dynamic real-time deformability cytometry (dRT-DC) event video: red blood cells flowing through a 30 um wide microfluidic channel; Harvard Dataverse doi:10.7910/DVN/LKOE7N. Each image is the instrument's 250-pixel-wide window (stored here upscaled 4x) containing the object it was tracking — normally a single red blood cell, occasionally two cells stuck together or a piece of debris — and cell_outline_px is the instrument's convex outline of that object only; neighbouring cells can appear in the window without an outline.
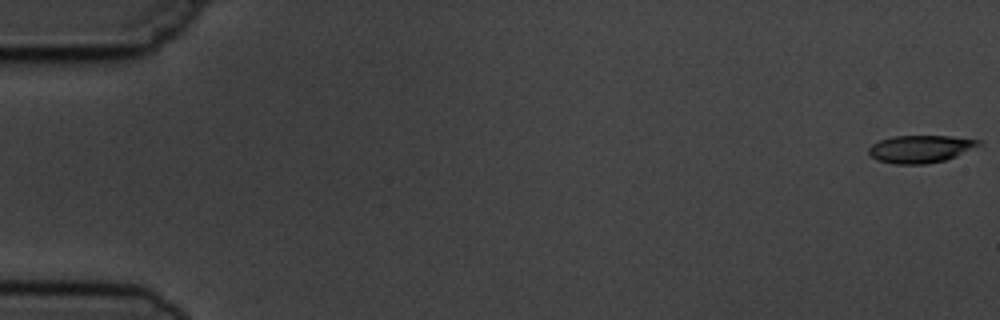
{"species": "common noctule bat (a hibernating species)", "species_latin": "Nyctalus noctula", "temperature_condition": "cold", "stored_images_in_passage": 10, "camera_frame_rate_fps": 3000, "um_per_image_px": 0.085, "animal": {"sex": "male", "body_mass_g": 19.5, "forearm_length_mm": 54.6}, "frame": {"image": 1, "passage_image": 1, "time_ms": 0.0, "image_size_px": [1000, 320], "cell_outline_px": [[984, 148], [944, 160], [924, 164], [896, 164], [876, 160], [868, 152], [868, 148], [872, 144], [880, 140], [892, 136], [952, 136], [980, 140], [984, 144]], "centroid_in_image_um": [78.36, 12.65], "position_along_channel_um": 6.6, "area_um2": 18.15}}
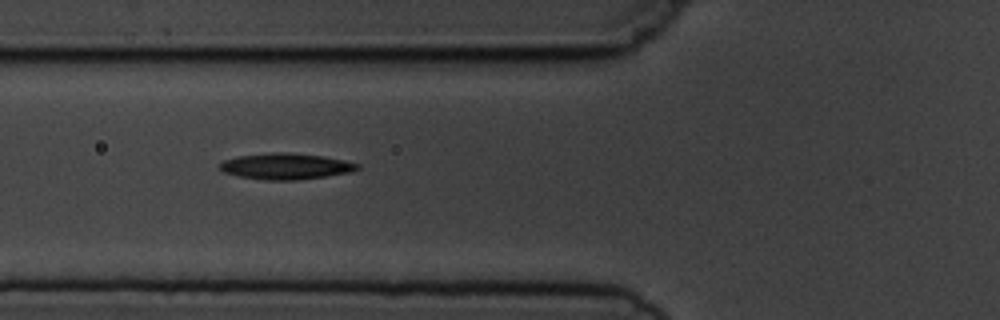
{"frame": {"image": 2, "passage_image": 7, "time_ms": 6.667, "image_size_px": [1000, 320], "cell_outline_px": [[360, 168], [348, 172], [300, 180], [264, 180], [240, 176], [224, 172], [220, 168], [220, 164], [224, 160], [236, 156], [272, 152], [288, 152], [324, 156], [344, 160], [360, 164]], "centroid_in_image_um": [24.29, 14.12], "position_along_channel_um": 101.5, "area_um2": 20.87}}
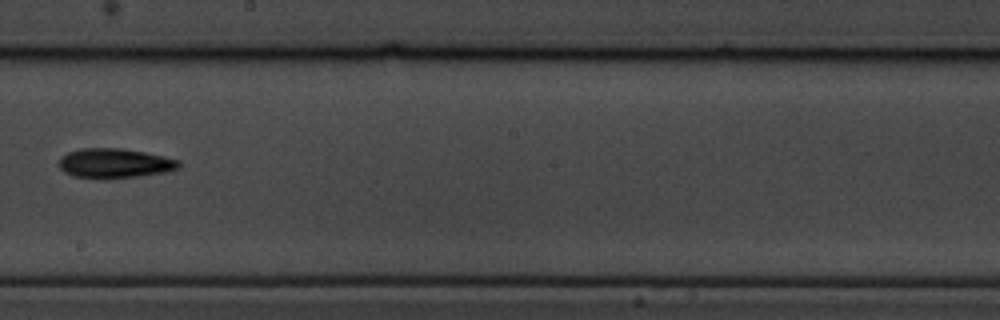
{"frame": {"image": 3, "passage_image": 10, "time_ms": 10.333, "image_size_px": [1000, 320], "cell_outline_px": [[180, 168], [168, 172], [108, 180], [104, 180], [72, 176], [64, 172], [60, 168], [60, 156], [68, 152], [80, 148], [120, 148], [144, 152], [164, 156], [180, 160]], "centroid_in_image_um": [9.75, 13.9], "position_along_channel_um": 238.5, "area_um2": 21.15}}